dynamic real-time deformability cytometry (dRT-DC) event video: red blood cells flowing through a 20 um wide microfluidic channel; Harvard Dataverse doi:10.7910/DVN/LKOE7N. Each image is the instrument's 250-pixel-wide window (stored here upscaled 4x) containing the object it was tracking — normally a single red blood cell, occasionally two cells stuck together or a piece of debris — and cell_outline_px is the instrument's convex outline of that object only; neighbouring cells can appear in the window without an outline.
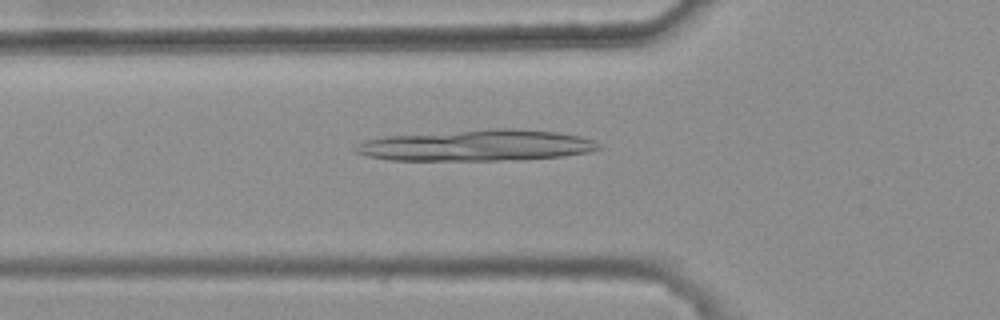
{"species": "common noctule bat (a hibernating species)", "species_latin": "Nyctalus noctula", "temperature_condition": "warm", "stored_images_in_passage": 47, "camera_frame_rate_fps": 3000, "um_per_image_px": 0.085, "animal": {"sex": "female", "body_mass_g": 25.1}, "frame": {"image": 1, "passage_image": 18, "time_ms": 5.667, "image_size_px": [1000, 320], "cell_outline_px": [[604, 148], [588, 152], [564, 156], [520, 160], [392, 160], [368, 156], [356, 152], [356, 148], [364, 140], [388, 136], [496, 128], [520, 128], [556, 132], [580, 136], [592, 140], [600, 144]], "centroid_in_image_um": [40.63, 12.36], "position_along_channel_um": 85.2, "area_um2": 44.1}}
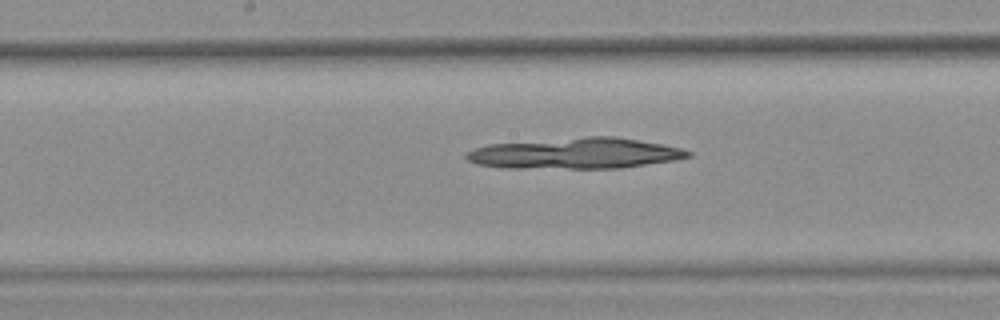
{"frame": {"image": 2, "passage_image": 27, "time_ms": 8.667, "image_size_px": [1000, 320], "cell_outline_px": [[692, 156], [676, 160], [620, 168], [504, 168], [476, 164], [468, 160], [464, 156], [468, 152], [476, 148], [488, 144], [588, 136], [616, 136], [660, 144], [680, 148], [692, 152]], "centroid_in_image_um": [48.91, 13.04], "position_along_channel_um": 199.3, "area_um2": 39.88}}
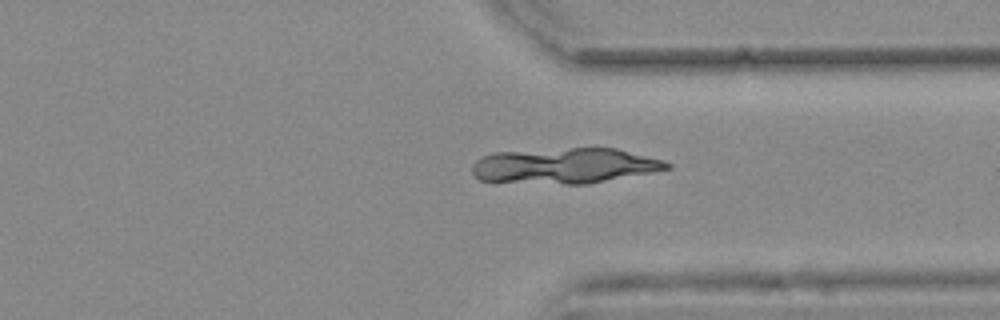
{"frame": {"image": 3, "passage_image": 40, "time_ms": 13.0, "image_size_px": [1000, 320], "cell_outline_px": [[672, 168], [652, 172], [588, 184], [564, 184], [480, 180], [472, 172], [472, 164], [476, 160], [492, 152], [572, 148], [616, 148], [664, 160], [672, 164]], "centroid_in_image_um": [48.04, 14.08], "position_along_channel_um": 363.4, "area_um2": 40.17}}